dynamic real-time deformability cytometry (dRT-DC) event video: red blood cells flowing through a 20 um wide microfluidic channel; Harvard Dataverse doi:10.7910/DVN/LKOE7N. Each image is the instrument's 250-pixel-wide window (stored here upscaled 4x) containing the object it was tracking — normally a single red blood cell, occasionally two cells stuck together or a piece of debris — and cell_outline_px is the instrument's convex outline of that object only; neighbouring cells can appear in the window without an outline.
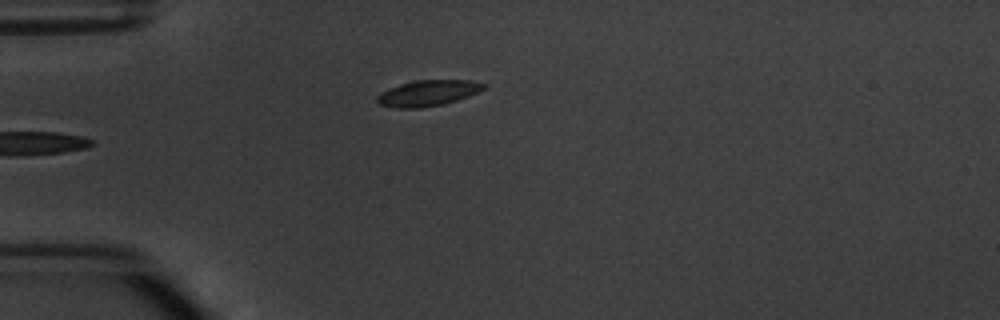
{"species": "common noctule bat (a hibernating species)", "species_latin": "Nyctalus noctula", "temperature_condition": "warm", "stored_images_in_passage": 5, "camera_frame_rate_fps": 3000, "um_per_image_px": 0.085, "animal": {"sex": "male", "body_mass_g": 20.1, "forearm_length_mm": 53.5}, "frame": {"image": 1, "passage_image": 5, "time_ms": 5.667, "image_size_px": [1000, 320], "cell_outline_px": [[488, 84], [484, 88], [468, 96], [444, 104], [420, 108], [396, 108], [380, 104], [376, 100], [376, 96], [380, 92], [388, 88], [400, 84], [416, 80], [472, 80]], "centroid_in_image_um": [36.35, 7.91], "position_along_channel_um": 48.6, "area_um2": 16.07}}